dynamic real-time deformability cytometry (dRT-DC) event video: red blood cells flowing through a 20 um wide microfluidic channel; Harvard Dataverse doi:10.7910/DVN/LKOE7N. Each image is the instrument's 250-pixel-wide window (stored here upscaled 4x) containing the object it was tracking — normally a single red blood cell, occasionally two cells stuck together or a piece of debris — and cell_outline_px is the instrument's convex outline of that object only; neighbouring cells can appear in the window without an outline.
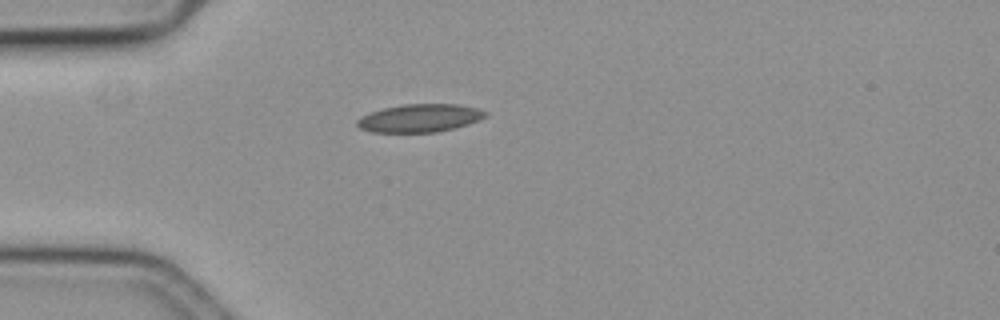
{"species": "common noctule bat (a hibernating species)", "species_latin": "Nyctalus noctula", "temperature_condition": "cold", "stored_images_in_passage": 41, "camera_frame_rate_fps": 3000, "um_per_image_px": 0.085, "animal": {"sex": "female", "body_mass_g": 19.3, "forearm_length_mm": 54.1}, "frame": {"image": 1, "passage_image": 1, "time_ms": 0.0, "image_size_px": [1000, 320], "cell_outline_px": [[488, 116], [480, 120], [468, 124], [436, 132], [372, 132], [360, 128], [356, 124], [356, 120], [360, 116], [384, 108], [404, 104], [460, 104], [476, 108], [488, 112]], "centroid_in_image_um": [35.7, 10.03], "position_along_channel_um": 49.3, "area_um2": 20.92}}
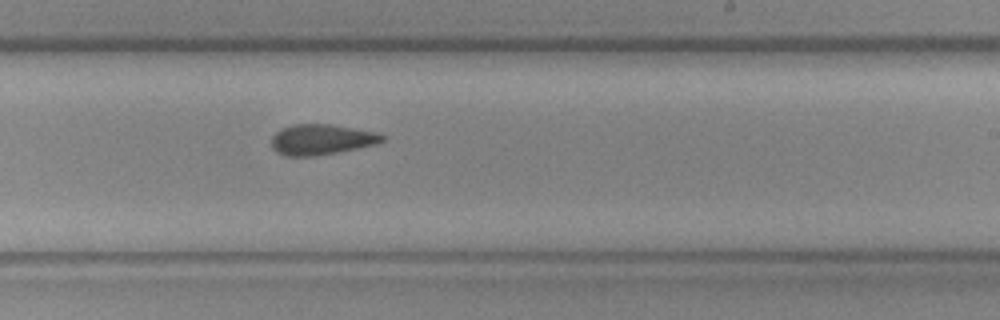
{"frame": {"image": 2, "passage_image": 20, "time_ms": 6.333, "image_size_px": [1000, 320], "cell_outline_px": [[384, 140], [376, 144], [316, 156], [284, 156], [276, 152], [272, 148], [272, 136], [276, 132], [292, 124], [332, 124], [380, 132], [384, 136]], "centroid_in_image_um": [27.33, 11.85], "position_along_channel_um": 261.7, "area_um2": 19.77}}
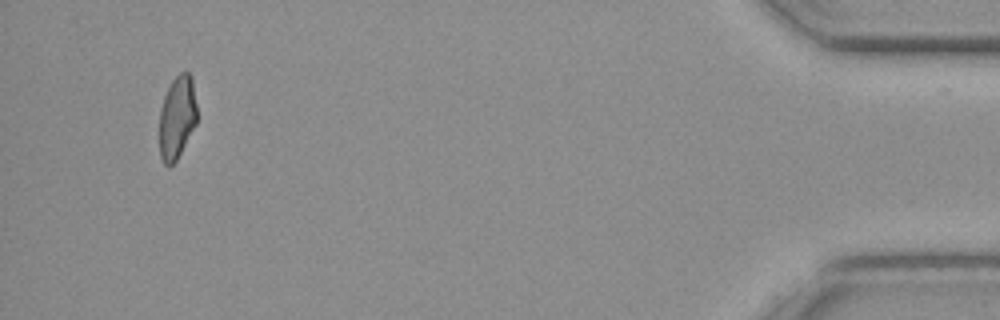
{"frame": {"image": 3, "passage_image": 40, "time_ms": 13.0, "image_size_px": [1000, 320], "cell_outline_px": [[196, 124], [176, 160], [168, 168], [164, 164], [160, 156], [160, 108], [164, 96], [172, 80], [180, 72], [188, 72], [192, 76], [196, 104]], "centroid_in_image_um": [15.05, 9.97], "position_along_channel_um": 420.2, "area_um2": 18.09}, "authors_computed_cell_mechanics": {"area_um2": 19.7676, "velocity_mm_per_s": 3.5738, "shape_relaxation_time_tau1_ms": null, "shape_relaxation_time_tau2_ms": 4.8581, "deformation_change_tau1": null, "deformation_change_tau2": 0.0948}}